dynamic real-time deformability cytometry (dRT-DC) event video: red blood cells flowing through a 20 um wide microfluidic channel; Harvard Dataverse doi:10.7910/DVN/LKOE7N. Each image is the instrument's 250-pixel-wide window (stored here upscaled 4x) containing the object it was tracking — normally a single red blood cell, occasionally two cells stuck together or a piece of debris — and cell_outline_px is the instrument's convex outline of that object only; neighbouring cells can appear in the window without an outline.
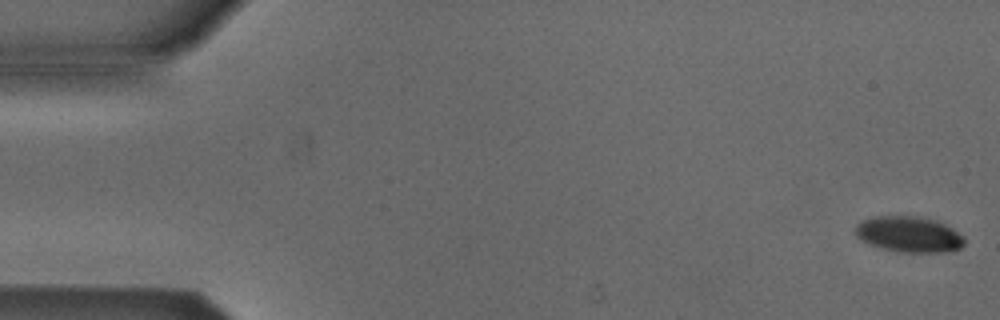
{"species": "Egyptian fruit bat (a non-hibernating species)", "species_latin": "Rousettus aegyptiacus", "temperature_condition": "cold", "stored_images_in_passage": 6, "camera_frame_rate_fps": 3000, "um_per_image_px": 0.085, "animal": {"sex": "male"}, "frame": {"image": 1, "passage_image": 1, "time_ms": 0.0, "image_size_px": [1000, 320], "cell_outline_px": [[964, 244], [960, 248], [944, 252], [900, 252], [884, 248], [872, 244], [856, 236], [856, 224], [864, 220], [876, 216], [920, 216], [936, 220], [952, 228], [964, 236]], "centroid_in_image_um": [77.3, 19.9], "position_along_channel_um": 7.7, "area_um2": 22.48}}
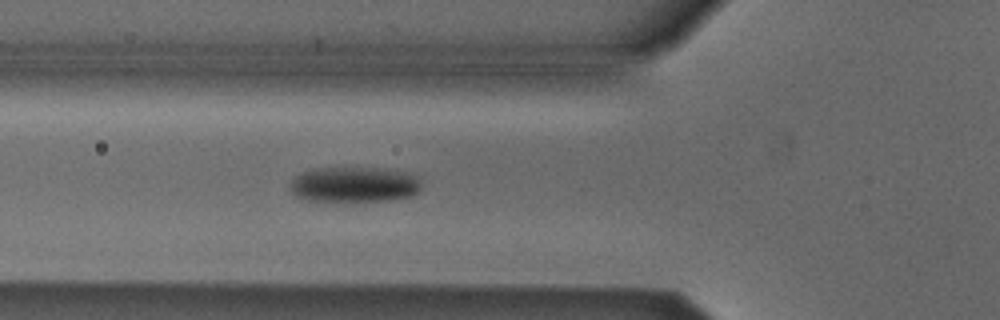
{"frame": {"image": 2, "passage_image": 6, "time_ms": 6.0, "image_size_px": [1000, 320], "cell_outline_px": [[420, 188], [412, 196], [392, 200], [308, 200], [296, 196], [288, 188], [288, 184], [296, 176], [312, 168], [392, 168], [408, 172], [420, 176]], "centroid_in_image_um": [30.15, 15.66], "position_along_channel_um": 95.6, "area_um2": 27.22}}